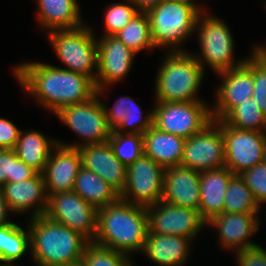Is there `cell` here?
<instances>
[{
  "label": "cell",
  "instance_id": "cell-14",
  "mask_svg": "<svg viewBox=\"0 0 266 266\" xmlns=\"http://www.w3.org/2000/svg\"><path fill=\"white\" fill-rule=\"evenodd\" d=\"M149 234L183 236L193 240L206 226L200 211L163 201L147 207Z\"/></svg>",
  "mask_w": 266,
  "mask_h": 266
},
{
  "label": "cell",
  "instance_id": "cell-5",
  "mask_svg": "<svg viewBox=\"0 0 266 266\" xmlns=\"http://www.w3.org/2000/svg\"><path fill=\"white\" fill-rule=\"evenodd\" d=\"M198 5L178 0H161L147 12L155 48L167 47L171 52L186 51L180 49V44L194 33L198 17L205 9Z\"/></svg>",
  "mask_w": 266,
  "mask_h": 266
},
{
  "label": "cell",
  "instance_id": "cell-21",
  "mask_svg": "<svg viewBox=\"0 0 266 266\" xmlns=\"http://www.w3.org/2000/svg\"><path fill=\"white\" fill-rule=\"evenodd\" d=\"M1 189L12 213H27L31 209L33 210L30 213L31 217L45 214L48 196L45 190L43 174L38 173L35 177L24 181L7 182Z\"/></svg>",
  "mask_w": 266,
  "mask_h": 266
},
{
  "label": "cell",
  "instance_id": "cell-12",
  "mask_svg": "<svg viewBox=\"0 0 266 266\" xmlns=\"http://www.w3.org/2000/svg\"><path fill=\"white\" fill-rule=\"evenodd\" d=\"M164 171L152 158L141 156L127 166L126 185L120 198L146 208L162 201Z\"/></svg>",
  "mask_w": 266,
  "mask_h": 266
},
{
  "label": "cell",
  "instance_id": "cell-9",
  "mask_svg": "<svg viewBox=\"0 0 266 266\" xmlns=\"http://www.w3.org/2000/svg\"><path fill=\"white\" fill-rule=\"evenodd\" d=\"M153 126L160 131L188 139L213 119L211 107L204 101L155 102Z\"/></svg>",
  "mask_w": 266,
  "mask_h": 266
},
{
  "label": "cell",
  "instance_id": "cell-19",
  "mask_svg": "<svg viewBox=\"0 0 266 266\" xmlns=\"http://www.w3.org/2000/svg\"><path fill=\"white\" fill-rule=\"evenodd\" d=\"M162 201L199 211L200 172L181 165L165 168Z\"/></svg>",
  "mask_w": 266,
  "mask_h": 266
},
{
  "label": "cell",
  "instance_id": "cell-30",
  "mask_svg": "<svg viewBox=\"0 0 266 266\" xmlns=\"http://www.w3.org/2000/svg\"><path fill=\"white\" fill-rule=\"evenodd\" d=\"M260 207L244 179L234 174L225 193L224 212L259 214Z\"/></svg>",
  "mask_w": 266,
  "mask_h": 266
},
{
  "label": "cell",
  "instance_id": "cell-34",
  "mask_svg": "<svg viewBox=\"0 0 266 266\" xmlns=\"http://www.w3.org/2000/svg\"><path fill=\"white\" fill-rule=\"evenodd\" d=\"M37 174L18 158L14 149H0V188L7 182L24 181Z\"/></svg>",
  "mask_w": 266,
  "mask_h": 266
},
{
  "label": "cell",
  "instance_id": "cell-24",
  "mask_svg": "<svg viewBox=\"0 0 266 266\" xmlns=\"http://www.w3.org/2000/svg\"><path fill=\"white\" fill-rule=\"evenodd\" d=\"M191 241L183 236L148 234L143 252L158 266H182L188 260Z\"/></svg>",
  "mask_w": 266,
  "mask_h": 266
},
{
  "label": "cell",
  "instance_id": "cell-26",
  "mask_svg": "<svg viewBox=\"0 0 266 266\" xmlns=\"http://www.w3.org/2000/svg\"><path fill=\"white\" fill-rule=\"evenodd\" d=\"M144 155L164 168L181 164L185 140L152 126L143 134Z\"/></svg>",
  "mask_w": 266,
  "mask_h": 266
},
{
  "label": "cell",
  "instance_id": "cell-20",
  "mask_svg": "<svg viewBox=\"0 0 266 266\" xmlns=\"http://www.w3.org/2000/svg\"><path fill=\"white\" fill-rule=\"evenodd\" d=\"M82 167L96 173L119 194L125 188L127 166L114 155L109 142L78 148Z\"/></svg>",
  "mask_w": 266,
  "mask_h": 266
},
{
  "label": "cell",
  "instance_id": "cell-1",
  "mask_svg": "<svg viewBox=\"0 0 266 266\" xmlns=\"http://www.w3.org/2000/svg\"><path fill=\"white\" fill-rule=\"evenodd\" d=\"M13 70L22 88L53 114L62 107L83 103L96 95L97 88L90 77L62 67L27 62Z\"/></svg>",
  "mask_w": 266,
  "mask_h": 266
},
{
  "label": "cell",
  "instance_id": "cell-42",
  "mask_svg": "<svg viewBox=\"0 0 266 266\" xmlns=\"http://www.w3.org/2000/svg\"><path fill=\"white\" fill-rule=\"evenodd\" d=\"M138 12L147 13L153 9L161 0H130Z\"/></svg>",
  "mask_w": 266,
  "mask_h": 266
},
{
  "label": "cell",
  "instance_id": "cell-28",
  "mask_svg": "<svg viewBox=\"0 0 266 266\" xmlns=\"http://www.w3.org/2000/svg\"><path fill=\"white\" fill-rule=\"evenodd\" d=\"M73 191L97 209L108 206L120 198V194L113 187L84 167L79 169Z\"/></svg>",
  "mask_w": 266,
  "mask_h": 266
},
{
  "label": "cell",
  "instance_id": "cell-16",
  "mask_svg": "<svg viewBox=\"0 0 266 266\" xmlns=\"http://www.w3.org/2000/svg\"><path fill=\"white\" fill-rule=\"evenodd\" d=\"M223 79L216 92V102L211 107L213 120H222L234 107L252 98L254 78L251 72V56L245 63L218 74Z\"/></svg>",
  "mask_w": 266,
  "mask_h": 266
},
{
  "label": "cell",
  "instance_id": "cell-23",
  "mask_svg": "<svg viewBox=\"0 0 266 266\" xmlns=\"http://www.w3.org/2000/svg\"><path fill=\"white\" fill-rule=\"evenodd\" d=\"M233 175L226 166L200 172L199 211L206 222L224 213L225 193Z\"/></svg>",
  "mask_w": 266,
  "mask_h": 266
},
{
  "label": "cell",
  "instance_id": "cell-41",
  "mask_svg": "<svg viewBox=\"0 0 266 266\" xmlns=\"http://www.w3.org/2000/svg\"><path fill=\"white\" fill-rule=\"evenodd\" d=\"M9 212L11 213L3 196L2 189L0 188V227L12 223V221L10 222V220L7 218Z\"/></svg>",
  "mask_w": 266,
  "mask_h": 266
},
{
  "label": "cell",
  "instance_id": "cell-40",
  "mask_svg": "<svg viewBox=\"0 0 266 266\" xmlns=\"http://www.w3.org/2000/svg\"><path fill=\"white\" fill-rule=\"evenodd\" d=\"M20 131L10 120L0 118V149H14Z\"/></svg>",
  "mask_w": 266,
  "mask_h": 266
},
{
  "label": "cell",
  "instance_id": "cell-18",
  "mask_svg": "<svg viewBox=\"0 0 266 266\" xmlns=\"http://www.w3.org/2000/svg\"><path fill=\"white\" fill-rule=\"evenodd\" d=\"M257 215L224 212L212 217L206 225L218 230L222 248L237 252L258 245L249 240L250 236L259 231Z\"/></svg>",
  "mask_w": 266,
  "mask_h": 266
},
{
  "label": "cell",
  "instance_id": "cell-6",
  "mask_svg": "<svg viewBox=\"0 0 266 266\" xmlns=\"http://www.w3.org/2000/svg\"><path fill=\"white\" fill-rule=\"evenodd\" d=\"M56 56L70 70L90 77L94 82L98 70V46L93 29L85 24L76 29L47 32ZM96 69V74L93 72Z\"/></svg>",
  "mask_w": 266,
  "mask_h": 266
},
{
  "label": "cell",
  "instance_id": "cell-15",
  "mask_svg": "<svg viewBox=\"0 0 266 266\" xmlns=\"http://www.w3.org/2000/svg\"><path fill=\"white\" fill-rule=\"evenodd\" d=\"M98 70L95 80L96 94L101 96L112 84L122 80L132 68L136 55L116 36H105L97 39Z\"/></svg>",
  "mask_w": 266,
  "mask_h": 266
},
{
  "label": "cell",
  "instance_id": "cell-37",
  "mask_svg": "<svg viewBox=\"0 0 266 266\" xmlns=\"http://www.w3.org/2000/svg\"><path fill=\"white\" fill-rule=\"evenodd\" d=\"M126 2L114 3L106 9L104 14L106 30L103 35L114 36L139 13L136 6L130 0Z\"/></svg>",
  "mask_w": 266,
  "mask_h": 266
},
{
  "label": "cell",
  "instance_id": "cell-22",
  "mask_svg": "<svg viewBox=\"0 0 266 266\" xmlns=\"http://www.w3.org/2000/svg\"><path fill=\"white\" fill-rule=\"evenodd\" d=\"M102 102L108 127L112 131L144 134L153 126V109L143 117L141 108L129 96L120 97L111 109Z\"/></svg>",
  "mask_w": 266,
  "mask_h": 266
},
{
  "label": "cell",
  "instance_id": "cell-29",
  "mask_svg": "<svg viewBox=\"0 0 266 266\" xmlns=\"http://www.w3.org/2000/svg\"><path fill=\"white\" fill-rule=\"evenodd\" d=\"M30 250V233L12 222L0 227V263H13Z\"/></svg>",
  "mask_w": 266,
  "mask_h": 266
},
{
  "label": "cell",
  "instance_id": "cell-39",
  "mask_svg": "<svg viewBox=\"0 0 266 266\" xmlns=\"http://www.w3.org/2000/svg\"><path fill=\"white\" fill-rule=\"evenodd\" d=\"M238 266H266V250L256 245L236 252Z\"/></svg>",
  "mask_w": 266,
  "mask_h": 266
},
{
  "label": "cell",
  "instance_id": "cell-3",
  "mask_svg": "<svg viewBox=\"0 0 266 266\" xmlns=\"http://www.w3.org/2000/svg\"><path fill=\"white\" fill-rule=\"evenodd\" d=\"M30 220V253L37 266H65L81 262L84 249L90 242L85 236L45 215Z\"/></svg>",
  "mask_w": 266,
  "mask_h": 266
},
{
  "label": "cell",
  "instance_id": "cell-13",
  "mask_svg": "<svg viewBox=\"0 0 266 266\" xmlns=\"http://www.w3.org/2000/svg\"><path fill=\"white\" fill-rule=\"evenodd\" d=\"M180 165L198 172L225 167L223 133L215 120L185 140Z\"/></svg>",
  "mask_w": 266,
  "mask_h": 266
},
{
  "label": "cell",
  "instance_id": "cell-38",
  "mask_svg": "<svg viewBox=\"0 0 266 266\" xmlns=\"http://www.w3.org/2000/svg\"><path fill=\"white\" fill-rule=\"evenodd\" d=\"M246 185L251 189L256 202L266 203V159L251 169L241 173Z\"/></svg>",
  "mask_w": 266,
  "mask_h": 266
},
{
  "label": "cell",
  "instance_id": "cell-35",
  "mask_svg": "<svg viewBox=\"0 0 266 266\" xmlns=\"http://www.w3.org/2000/svg\"><path fill=\"white\" fill-rule=\"evenodd\" d=\"M81 262L84 266H132L130 257L126 254L117 252L89 242L84 249Z\"/></svg>",
  "mask_w": 266,
  "mask_h": 266
},
{
  "label": "cell",
  "instance_id": "cell-43",
  "mask_svg": "<svg viewBox=\"0 0 266 266\" xmlns=\"http://www.w3.org/2000/svg\"><path fill=\"white\" fill-rule=\"evenodd\" d=\"M0 266H15V265H13L12 263L2 262V264H0Z\"/></svg>",
  "mask_w": 266,
  "mask_h": 266
},
{
  "label": "cell",
  "instance_id": "cell-8",
  "mask_svg": "<svg viewBox=\"0 0 266 266\" xmlns=\"http://www.w3.org/2000/svg\"><path fill=\"white\" fill-rule=\"evenodd\" d=\"M55 116L83 140L72 144L57 140L58 145L78 149L108 142L111 136L112 130L108 127L101 98L97 94L83 103L62 107Z\"/></svg>",
  "mask_w": 266,
  "mask_h": 266
},
{
  "label": "cell",
  "instance_id": "cell-44",
  "mask_svg": "<svg viewBox=\"0 0 266 266\" xmlns=\"http://www.w3.org/2000/svg\"><path fill=\"white\" fill-rule=\"evenodd\" d=\"M65 266H84L82 262L76 263V264H71V265H65Z\"/></svg>",
  "mask_w": 266,
  "mask_h": 266
},
{
  "label": "cell",
  "instance_id": "cell-4",
  "mask_svg": "<svg viewBox=\"0 0 266 266\" xmlns=\"http://www.w3.org/2000/svg\"><path fill=\"white\" fill-rule=\"evenodd\" d=\"M204 69L191 52L168 51L155 82V102L203 101L198 90Z\"/></svg>",
  "mask_w": 266,
  "mask_h": 266
},
{
  "label": "cell",
  "instance_id": "cell-7",
  "mask_svg": "<svg viewBox=\"0 0 266 266\" xmlns=\"http://www.w3.org/2000/svg\"><path fill=\"white\" fill-rule=\"evenodd\" d=\"M201 55L193 54L205 71V64L220 74L245 63L246 59L235 62L234 39L227 24L216 16L203 11L196 24Z\"/></svg>",
  "mask_w": 266,
  "mask_h": 266
},
{
  "label": "cell",
  "instance_id": "cell-36",
  "mask_svg": "<svg viewBox=\"0 0 266 266\" xmlns=\"http://www.w3.org/2000/svg\"><path fill=\"white\" fill-rule=\"evenodd\" d=\"M251 72L254 78L252 98L266 115V50H256L253 47L251 53Z\"/></svg>",
  "mask_w": 266,
  "mask_h": 266
},
{
  "label": "cell",
  "instance_id": "cell-11",
  "mask_svg": "<svg viewBox=\"0 0 266 266\" xmlns=\"http://www.w3.org/2000/svg\"><path fill=\"white\" fill-rule=\"evenodd\" d=\"M45 216L59 224L80 232L90 242L97 231L98 209L86 202L74 191L57 192L47 195Z\"/></svg>",
  "mask_w": 266,
  "mask_h": 266
},
{
  "label": "cell",
  "instance_id": "cell-45",
  "mask_svg": "<svg viewBox=\"0 0 266 266\" xmlns=\"http://www.w3.org/2000/svg\"><path fill=\"white\" fill-rule=\"evenodd\" d=\"M178 1H184V2H187V3H193V4H196V3L194 2V0H178Z\"/></svg>",
  "mask_w": 266,
  "mask_h": 266
},
{
  "label": "cell",
  "instance_id": "cell-10",
  "mask_svg": "<svg viewBox=\"0 0 266 266\" xmlns=\"http://www.w3.org/2000/svg\"><path fill=\"white\" fill-rule=\"evenodd\" d=\"M223 133L225 166L240 175L266 159V132L242 130L215 120Z\"/></svg>",
  "mask_w": 266,
  "mask_h": 266
},
{
  "label": "cell",
  "instance_id": "cell-33",
  "mask_svg": "<svg viewBox=\"0 0 266 266\" xmlns=\"http://www.w3.org/2000/svg\"><path fill=\"white\" fill-rule=\"evenodd\" d=\"M108 142L114 155L128 166L144 155L143 134H129L112 131Z\"/></svg>",
  "mask_w": 266,
  "mask_h": 266
},
{
  "label": "cell",
  "instance_id": "cell-25",
  "mask_svg": "<svg viewBox=\"0 0 266 266\" xmlns=\"http://www.w3.org/2000/svg\"><path fill=\"white\" fill-rule=\"evenodd\" d=\"M38 24L46 32L83 26L76 0H37Z\"/></svg>",
  "mask_w": 266,
  "mask_h": 266
},
{
  "label": "cell",
  "instance_id": "cell-27",
  "mask_svg": "<svg viewBox=\"0 0 266 266\" xmlns=\"http://www.w3.org/2000/svg\"><path fill=\"white\" fill-rule=\"evenodd\" d=\"M58 145L39 131H20L14 151L18 158L38 173H43L52 150Z\"/></svg>",
  "mask_w": 266,
  "mask_h": 266
},
{
  "label": "cell",
  "instance_id": "cell-32",
  "mask_svg": "<svg viewBox=\"0 0 266 266\" xmlns=\"http://www.w3.org/2000/svg\"><path fill=\"white\" fill-rule=\"evenodd\" d=\"M222 121L237 129L266 132V115L253 98L234 107Z\"/></svg>",
  "mask_w": 266,
  "mask_h": 266
},
{
  "label": "cell",
  "instance_id": "cell-2",
  "mask_svg": "<svg viewBox=\"0 0 266 266\" xmlns=\"http://www.w3.org/2000/svg\"><path fill=\"white\" fill-rule=\"evenodd\" d=\"M149 234L147 208L119 198L97 211V231L92 242L129 256L142 251Z\"/></svg>",
  "mask_w": 266,
  "mask_h": 266
},
{
  "label": "cell",
  "instance_id": "cell-17",
  "mask_svg": "<svg viewBox=\"0 0 266 266\" xmlns=\"http://www.w3.org/2000/svg\"><path fill=\"white\" fill-rule=\"evenodd\" d=\"M81 167L78 149L57 145L52 150L42 173L47 195L73 191L75 178Z\"/></svg>",
  "mask_w": 266,
  "mask_h": 266
},
{
  "label": "cell",
  "instance_id": "cell-31",
  "mask_svg": "<svg viewBox=\"0 0 266 266\" xmlns=\"http://www.w3.org/2000/svg\"><path fill=\"white\" fill-rule=\"evenodd\" d=\"M114 36L136 54L141 50L155 49L150 33V22L147 13H137L133 19Z\"/></svg>",
  "mask_w": 266,
  "mask_h": 266
}]
</instances>
